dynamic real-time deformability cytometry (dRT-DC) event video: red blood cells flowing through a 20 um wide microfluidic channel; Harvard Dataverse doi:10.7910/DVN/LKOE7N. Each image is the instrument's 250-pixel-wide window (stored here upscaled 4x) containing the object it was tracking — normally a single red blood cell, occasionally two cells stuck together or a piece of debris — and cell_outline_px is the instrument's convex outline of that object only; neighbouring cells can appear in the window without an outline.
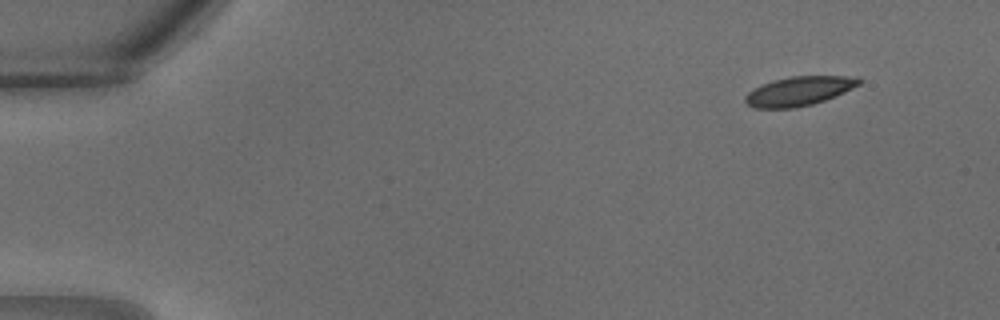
{"species": "common noctule bat (a hibernating species)", "species_latin": "Nyctalus noctula", "temperature_condition": "warm", "stored_images_in_passage": 9, "camera_frame_rate_fps": 3000, "um_per_image_px": 0.085, "animal": {"sex": "male", "body_mass_g": 18.8}, "frame": {"image": 1, "passage_image": 2, "time_ms": 0.333, "image_size_px": [1000, 320], "cell_outline_px": [[864, 80], [860, 84], [836, 96], [812, 104], [796, 108], [756, 108], [748, 104], [744, 100], [744, 96], [748, 92], [772, 80], [792, 76], [860, 76]], "centroid_in_image_um": [67.97, 7.73], "position_along_channel_um": 17.0, "area_um2": 19.36}}
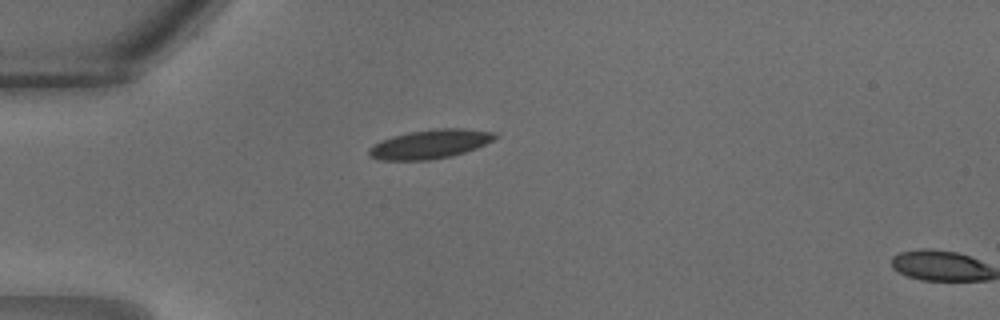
{"frame": {"image": 2, "passage_image": 8, "time_ms": 2.333, "image_size_px": [1000, 320], "cell_outline_px": [[500, 136], [476, 148], [452, 156], [428, 160], [376, 160], [368, 156], [368, 148], [380, 140], [392, 136], [408, 132], [436, 128], [464, 128], [496, 132]], "centroid_in_image_um": [36.53, 12.24], "position_along_channel_um": 48.5, "area_um2": 21.56}}